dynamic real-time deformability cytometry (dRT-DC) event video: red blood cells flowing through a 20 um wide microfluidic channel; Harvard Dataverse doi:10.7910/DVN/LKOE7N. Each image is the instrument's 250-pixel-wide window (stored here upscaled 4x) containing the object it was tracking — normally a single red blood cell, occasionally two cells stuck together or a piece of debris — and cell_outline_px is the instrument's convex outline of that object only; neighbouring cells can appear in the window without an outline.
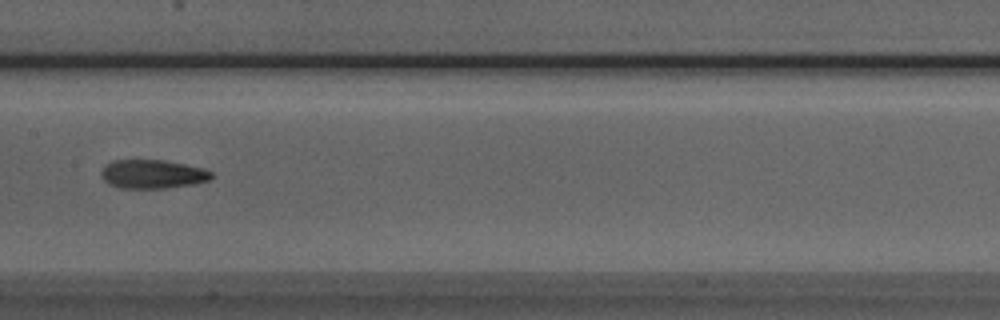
{"species": "Egyptian fruit bat (a non-hibernating species)", "species_latin": "Rousettus aegyptiacus", "temperature_condition": "room temperature", "stored_images_in_passage": 8, "camera_frame_rate_fps": 3000, "um_per_image_px": 0.085, "animal": {"sex": "male"}, "frame": {"image": 1, "passage_image": 8, "time_ms": 8.0, "image_size_px": [1000, 320], "cell_outline_px": [[216, 176], [208, 180], [192, 184], [164, 188], [120, 188], [108, 184], [100, 176], [100, 172], [104, 164], [112, 160], [164, 160], [204, 168], [212, 172]], "centroid_in_image_um": [12.94, 14.79], "position_along_channel_um": 194.5, "area_um2": 18.67}}